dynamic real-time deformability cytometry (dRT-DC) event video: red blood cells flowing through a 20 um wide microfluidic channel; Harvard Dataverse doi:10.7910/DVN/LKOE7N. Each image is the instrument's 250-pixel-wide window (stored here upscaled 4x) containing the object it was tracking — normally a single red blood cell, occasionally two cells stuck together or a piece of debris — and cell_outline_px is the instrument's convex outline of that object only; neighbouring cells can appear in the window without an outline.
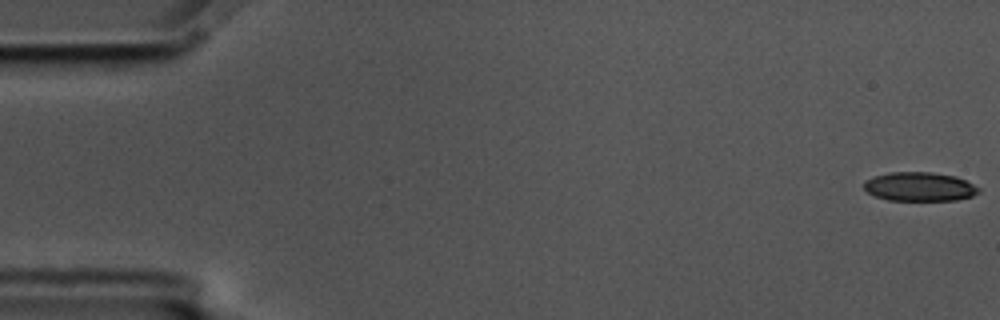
{"species": "common noctule bat (a hibernating species)", "species_latin": "Nyctalus noctula", "temperature_condition": "cold", "stored_images_in_passage": 53, "camera_frame_rate_fps": 3000, "um_per_image_px": 0.085, "animal": {"sex": "male", "body_mass_g": 17.5, "forearm_length_mm": 52.3}, "frame": {"image": 1, "passage_image": 1, "time_ms": 0.0, "image_size_px": [1000, 320], "cell_outline_px": [[980, 192], [972, 196], [956, 200], [888, 200], [876, 196], [868, 192], [864, 188], [864, 180], [872, 176], [888, 172], [932, 172], [956, 176], [980, 188]], "centroid_in_image_um": [78.14, 15.86], "position_along_channel_um": 6.9, "area_um2": 19.42}}
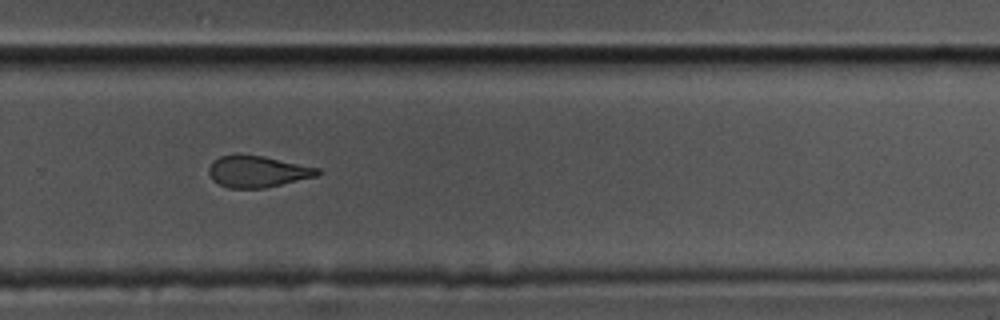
{"frame": {"image": 2, "passage_image": 38, "time_ms": 12.333, "image_size_px": [1000, 320], "cell_outline_px": [[320, 172], [316, 176], [264, 188], [228, 188], [212, 180], [208, 172], [208, 168], [212, 160], [220, 156], [236, 152], [240, 152], [264, 156], [320, 168]], "centroid_in_image_um": [21.82, 14.54], "position_along_channel_um": 308.0, "area_um2": 20.35}}
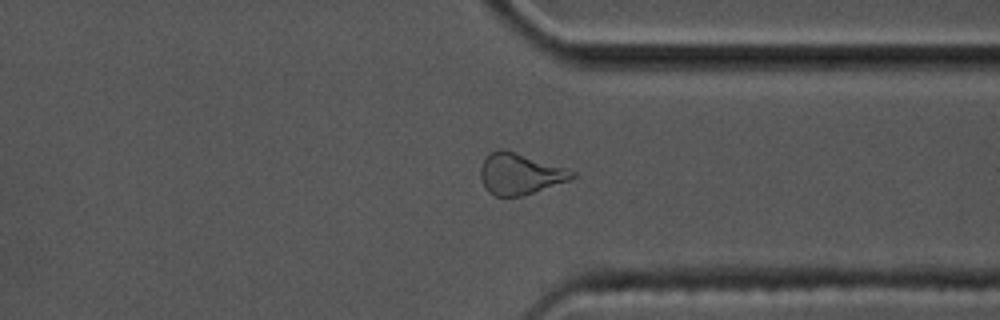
{"frame": {"image": 3, "passage_image": 43, "time_ms": 14.0, "image_size_px": [1000, 320], "cell_outline_px": [[576, 176], [568, 180], [524, 196], [496, 196], [488, 192], [484, 188], [480, 176], [480, 168], [484, 160], [492, 152], [500, 148], [504, 148], [568, 168], [576, 172]], "centroid_in_image_um": [44.19, 14.77], "position_along_channel_um": 367.2, "area_um2": 22.08}, "authors_computed_cell_mechanics": {"area_um2": 21.4438, "velocity_mm_per_s": 3.5802, "shape_relaxation_time_tau1_ms": 7.3102, "shape_relaxation_time_tau2_ms": 3.258, "deformation_change_tau1": 0.1571, "deformation_change_tau2": 0.0925}}